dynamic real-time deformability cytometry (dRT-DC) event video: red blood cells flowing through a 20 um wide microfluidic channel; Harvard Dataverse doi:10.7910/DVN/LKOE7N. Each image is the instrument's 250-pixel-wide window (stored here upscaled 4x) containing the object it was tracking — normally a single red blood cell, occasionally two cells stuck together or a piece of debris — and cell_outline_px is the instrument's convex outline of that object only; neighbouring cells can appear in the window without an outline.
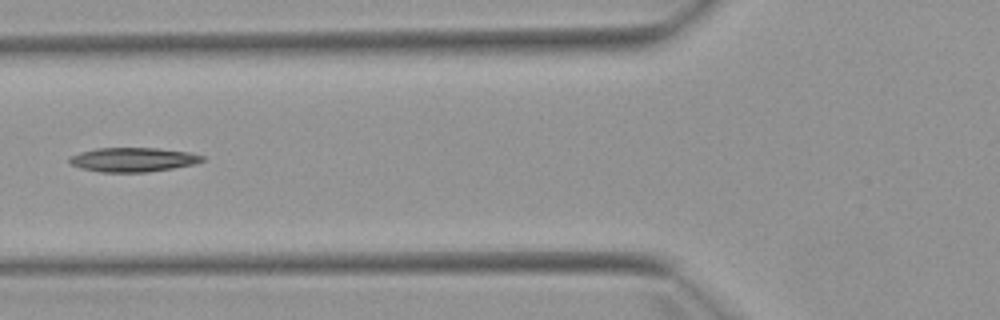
{"species": "Egyptian fruit bat (a non-hibernating species)", "species_latin": "Rousettus aegyptiacus", "temperature_condition": "warm", "stored_images_in_passage": 5, "camera_frame_rate_fps": 3000, "um_per_image_px": 0.085, "animal": {"sex": "female"}, "frame": {"image": 1, "passage_image": 5, "time_ms": 4.667, "image_size_px": [1000, 320], "cell_outline_px": [[204, 160], [196, 164], [148, 172], [100, 172], [80, 168], [72, 164], [68, 160], [68, 156], [80, 152], [96, 148], [156, 148], [192, 152], [204, 156]], "centroid_in_image_um": [11.31, 13.56], "position_along_channel_um": 114.5, "area_um2": 18.9}}